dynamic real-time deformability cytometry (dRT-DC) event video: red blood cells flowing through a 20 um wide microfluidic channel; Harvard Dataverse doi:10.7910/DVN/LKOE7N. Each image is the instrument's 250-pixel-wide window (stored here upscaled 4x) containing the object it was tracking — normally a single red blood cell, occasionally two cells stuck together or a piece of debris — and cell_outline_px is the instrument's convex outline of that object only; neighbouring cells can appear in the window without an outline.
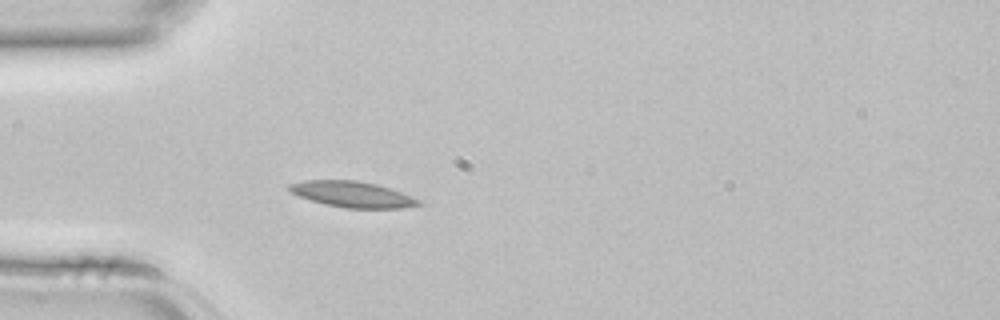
{"species": "common noctule bat (a hibernating species)", "species_latin": "Nyctalus noctula", "temperature_condition": "room temperature", "stored_images_in_passage": 2, "camera_frame_rate_fps": 3000, "um_per_image_px": 0.085, "animal": {"sex": "female", "body_mass_g": 22.7, "forearm_length_mm": 54.2}, "frame": {"image": 1, "passage_image": 2, "time_ms": 0.333, "image_size_px": [1000, 320], "cell_outline_px": [[424, 204], [400, 208], [344, 208], [324, 204], [300, 196], [292, 192], [288, 188], [288, 184], [304, 180], [356, 180], [376, 184], [400, 192], [420, 200]], "centroid_in_image_um": [29.94, 16.52], "position_along_channel_um": 55.1, "area_um2": 19.31}}